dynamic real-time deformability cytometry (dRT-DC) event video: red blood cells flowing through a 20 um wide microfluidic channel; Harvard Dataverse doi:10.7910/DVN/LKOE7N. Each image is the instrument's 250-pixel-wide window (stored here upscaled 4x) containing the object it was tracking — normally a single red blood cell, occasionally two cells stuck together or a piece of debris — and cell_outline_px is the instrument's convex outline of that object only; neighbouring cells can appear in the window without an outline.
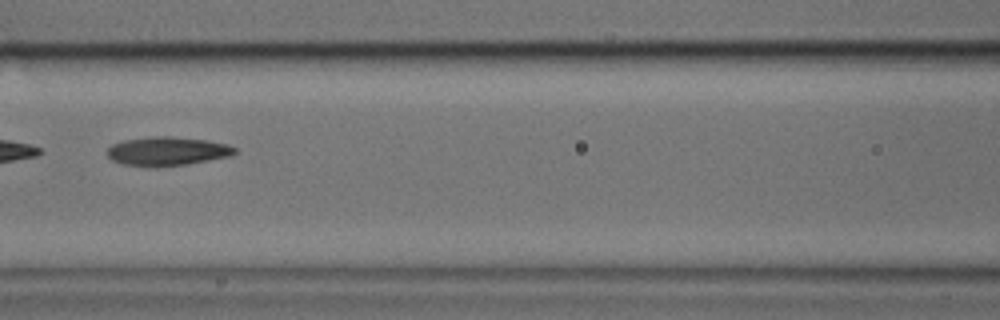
{"species": "common noctule bat (a hibernating species)", "species_latin": "Nyctalus noctula", "temperature_condition": "cold", "stored_images_in_passage": 16, "camera_frame_rate_fps": 3000, "um_per_image_px": 0.085, "animal": {"sex": "male", "body_mass_g": 17.9, "forearm_length_mm": 54.2}, "frame": {"image": 1, "passage_image": 10, "time_ms": 3.0, "image_size_px": [1000, 320], "cell_outline_px": [[236, 152], [232, 156], [188, 164], [156, 168], [148, 168], [124, 164], [112, 160], [108, 156], [108, 148], [112, 144], [124, 140], [156, 136], [172, 136], [204, 140], [228, 144], [236, 148]], "centroid_in_image_um": [14.22, 12.87], "position_along_channel_um": 152.4, "area_um2": 21.68}}